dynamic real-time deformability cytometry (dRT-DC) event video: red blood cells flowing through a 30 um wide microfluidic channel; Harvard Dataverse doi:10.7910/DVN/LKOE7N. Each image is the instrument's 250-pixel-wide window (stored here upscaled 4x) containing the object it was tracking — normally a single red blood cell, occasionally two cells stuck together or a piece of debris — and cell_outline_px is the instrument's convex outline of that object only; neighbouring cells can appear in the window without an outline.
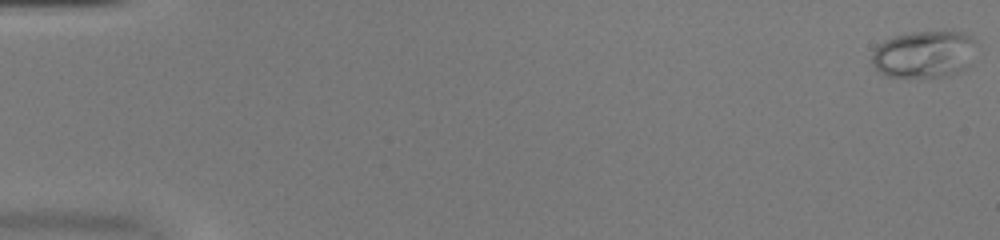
{"species": "common noctule bat (a hibernating species)", "species_latin": "Nyctalus noctula", "temperature_condition": "warm", "stored_images_in_passage": 52, "camera_frame_rate_fps": 3000, "um_per_image_px": 0.085, "animal": {"sex": "female", "body_mass_g": 20.0, "forearm_length_mm": 54.0}, "frame": {"image": 1, "passage_image": 1, "time_ms": 0.0, "image_size_px": [1000, 240], "cell_outline_px": [[976, 40], [972, 64], [960, 72], [948, 76], [884, 76], [872, 64], [872, 52], [884, 40], [892, 36], [912, 32], [964, 32], [972, 36]], "centroid_in_image_um": [78.59, 4.6], "position_along_channel_um": 6.4, "area_um2": 28.84}}
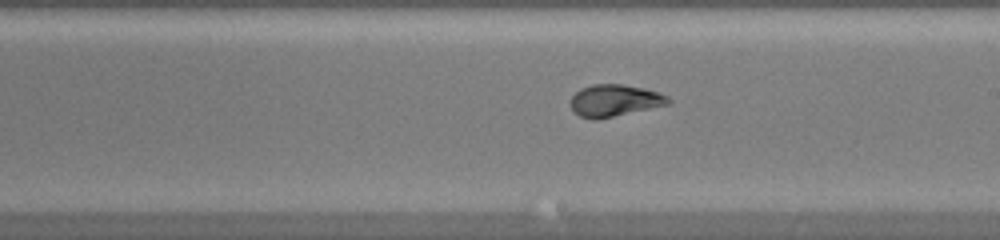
{"frame": {"image": 2, "passage_image": 31, "time_ms": 10.0, "image_size_px": [1000, 240], "cell_outline_px": [[672, 104], [596, 120], [580, 116], [572, 112], [568, 104], [572, 96], [580, 88], [592, 84], [620, 84], [644, 88], [668, 96], [672, 100]], "centroid_in_image_um": [52.22, 8.55], "position_along_channel_um": 236.8, "area_um2": 18.5}}
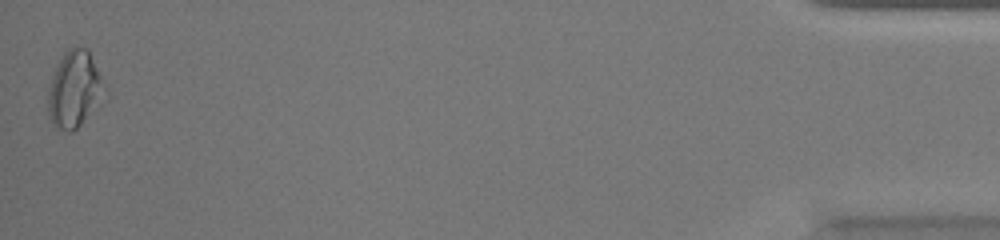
{"frame": {"image": 3, "passage_image": 52, "time_ms": 17.0, "image_size_px": [1000, 240], "cell_outline_px": [[100, 92], [80, 124], [72, 132], [68, 132], [52, 124], [48, 116], [48, 92], [52, 76], [64, 52], [68, 48], [88, 48], [100, 76]], "centroid_in_image_um": [6.2, 7.56], "position_along_channel_um": 429.0, "area_um2": 23.35}, "authors_computed_cell_mechanics": {"area_um2": 19.0162, "velocity_mm_per_s": 4.0255, "shape_relaxation_time_tau1_ms": 6.6627, "shape_relaxation_time_tau2_ms": 0.8443, "deformation_change_tau1": 0.2663, "deformation_change_tau2": 0.0453}}